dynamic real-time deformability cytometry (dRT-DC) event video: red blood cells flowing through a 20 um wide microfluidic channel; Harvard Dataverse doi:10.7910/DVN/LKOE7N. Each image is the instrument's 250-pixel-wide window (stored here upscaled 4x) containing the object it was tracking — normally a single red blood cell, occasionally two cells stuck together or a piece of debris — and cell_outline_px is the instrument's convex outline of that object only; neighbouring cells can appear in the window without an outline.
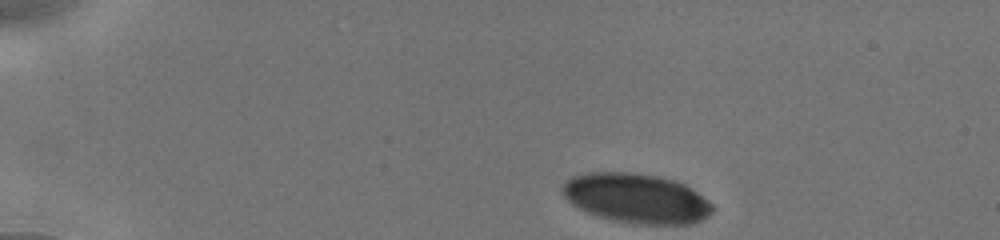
{"species": "human", "species_latin": "Homo sapiens", "temperature_condition": "cold", "stored_images_in_passage": 38, "camera_frame_rate_fps": 3000, "um_per_image_px": 0.085, "donor": {"sex": "male"}, "frame": {"image": 1, "passage_image": 1, "time_ms": 0.0, "image_size_px": [1000, 240], "cell_outline_px": [[716, 208], [708, 216], [692, 224], [632, 224], [612, 220], [588, 212], [572, 204], [564, 196], [564, 184], [572, 176], [588, 172], [632, 172], [656, 176], [676, 180], [684, 184], [696, 192], [712, 204]], "centroid_in_image_um": [54.12, 16.86], "position_along_channel_um": 30.9, "area_um2": 43.18}}
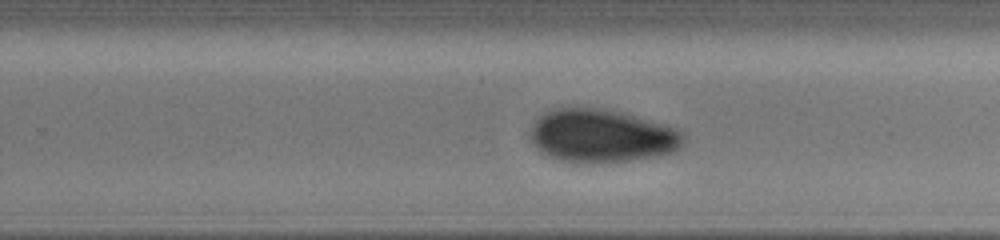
{"frame": {"image": 2, "passage_image": 23, "time_ms": 8.667, "image_size_px": [1000, 240], "cell_outline_px": [[684, 144], [680, 148], [672, 152], [660, 156], [600, 164], [592, 164], [560, 160], [540, 152], [536, 148], [528, 136], [528, 132], [532, 124], [544, 112], [552, 108], [604, 108], [620, 112], [676, 128], [684, 132]], "centroid_in_image_um": [51.12, 11.57], "position_along_channel_um": 278.7, "area_um2": 47.97}}
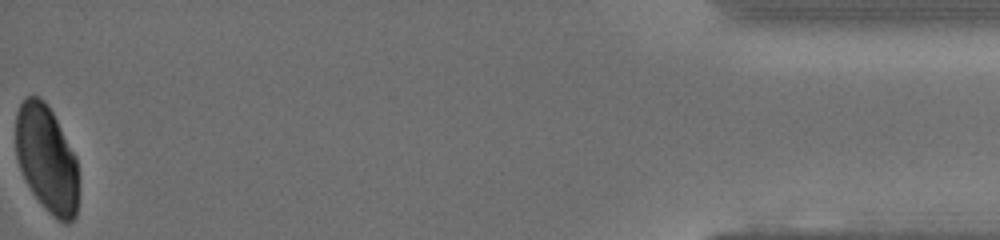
{"frame": {"image": 3, "passage_image": 38, "time_ms": 14.667, "image_size_px": [1000, 240], "cell_outline_px": [[76, 216], [68, 224], [64, 224], [48, 212], [44, 208], [32, 192], [20, 168], [16, 156], [16, 112], [20, 104], [28, 96], [40, 96], [48, 104], [76, 156]], "centroid_in_image_um": [3.95, 13.48], "position_along_channel_um": 431.3, "area_um2": 38.78}, "authors_computed_cell_mechanics": {"area_um2": 47.4249, "velocity_mm_per_s": 3.8698, "shape_relaxation_time_tau1_ms": 3.0772, "shape_relaxation_time_tau2_ms": 5.1422, "deformation_change_tau1": 0.0913, "deformation_change_tau2": 0.0748}}